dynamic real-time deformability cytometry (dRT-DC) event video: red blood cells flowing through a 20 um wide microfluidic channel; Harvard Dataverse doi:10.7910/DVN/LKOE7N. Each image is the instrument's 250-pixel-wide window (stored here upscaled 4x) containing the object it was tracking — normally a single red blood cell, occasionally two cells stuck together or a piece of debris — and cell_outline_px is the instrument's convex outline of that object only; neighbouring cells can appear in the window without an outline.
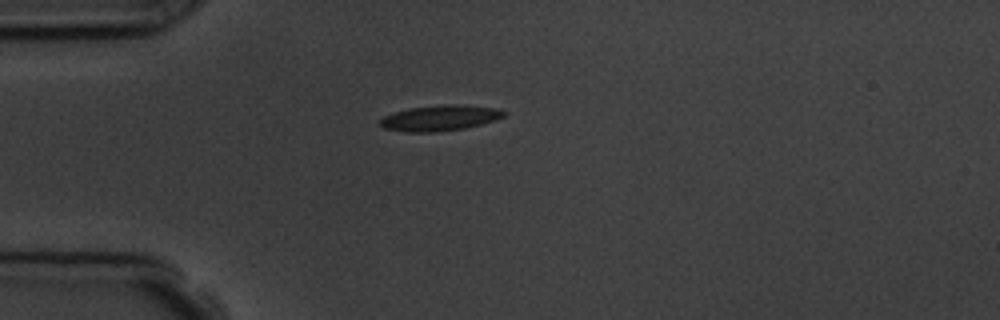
{"species": "common noctule bat (a hibernating species)", "species_latin": "Nyctalus noctula", "temperature_condition": "room temperature", "stored_images_in_passage": 2, "camera_frame_rate_fps": 3000, "um_per_image_px": 0.085, "animal": {"sex": "male", "body_mass_g": 19.5, "forearm_length_mm": 54.6}, "frame": {"image": 1, "passage_image": 1, "time_ms": 0.0, "image_size_px": [1000, 320], "cell_outline_px": [[508, 112], [504, 116], [480, 124], [464, 128], [436, 132], [408, 132], [384, 128], [380, 124], [380, 120], [384, 116], [408, 108], [444, 104], [464, 104], [492, 108]], "centroid_in_image_um": [37.37, 10.02], "position_along_channel_um": 47.6, "area_um2": 18.26}}